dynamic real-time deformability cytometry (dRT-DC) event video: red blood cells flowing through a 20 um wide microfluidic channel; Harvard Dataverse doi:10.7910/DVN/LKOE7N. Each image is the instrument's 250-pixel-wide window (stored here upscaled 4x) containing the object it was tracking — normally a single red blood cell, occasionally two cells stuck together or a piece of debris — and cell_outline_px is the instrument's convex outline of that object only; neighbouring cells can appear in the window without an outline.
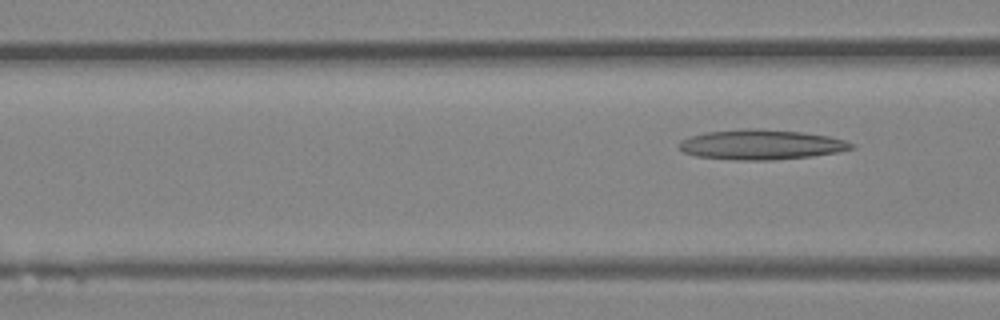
{"species": "Egyptian fruit bat (a non-hibernating species)", "species_latin": "Rousettus aegyptiacus", "temperature_condition": "room temperature", "stored_images_in_passage": 6, "segment_of_instrument_passage": [2, 2], "camera_frame_rate_fps": 3000, "um_per_image_px": 0.085, "animal": {"sex": "female"}, "frame": {"image": 1, "passage_image": 6, "time_ms": 6.667, "image_size_px": [1000, 320], "cell_outline_px": [[856, 148], [840, 152], [812, 156], [772, 160], [732, 160], [696, 156], [684, 152], [680, 148], [680, 140], [688, 136], [708, 132], [740, 128], [756, 128], [800, 132], [828, 136], [844, 140], [856, 144]], "centroid_in_image_um": [64.72, 12.29], "position_along_channel_um": 101.9, "area_um2": 30.29}}